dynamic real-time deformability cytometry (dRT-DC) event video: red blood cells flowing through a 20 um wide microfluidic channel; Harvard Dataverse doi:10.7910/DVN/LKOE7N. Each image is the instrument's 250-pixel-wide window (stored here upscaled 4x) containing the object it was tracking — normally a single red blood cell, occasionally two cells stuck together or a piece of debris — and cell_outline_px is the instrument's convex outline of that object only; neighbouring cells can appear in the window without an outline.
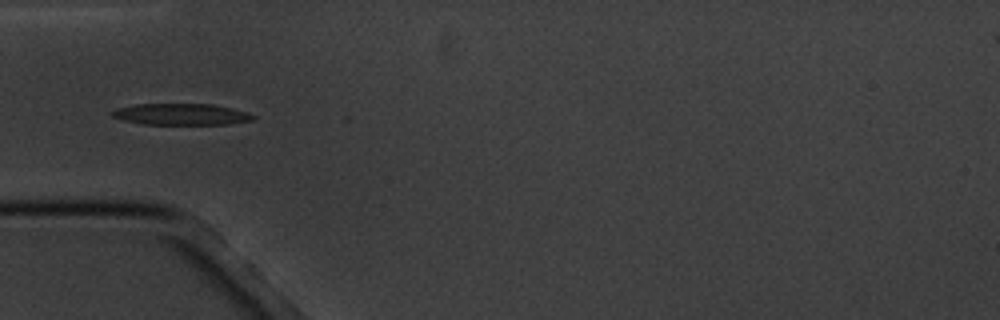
{"species": "common noctule bat (a hibernating species)", "species_latin": "Nyctalus noctula", "temperature_condition": "cold", "stored_images_in_passage": 16, "camera_frame_rate_fps": 3000, "um_per_image_px": 0.085, "animal": {"sex": "male", "body_mass_g": 20.1, "forearm_length_mm": 53.5}, "frame": {"image": 1, "passage_image": 5, "time_ms": 4.667, "image_size_px": [1000, 320], "cell_outline_px": [[256, 116], [252, 120], [228, 124], [144, 124], [124, 120], [112, 116], [112, 112], [116, 108], [136, 104], [212, 104], [232, 108], [248, 112]], "centroid_in_image_um": [15.43, 9.71], "position_along_channel_um": 69.6, "area_um2": 17.46}}
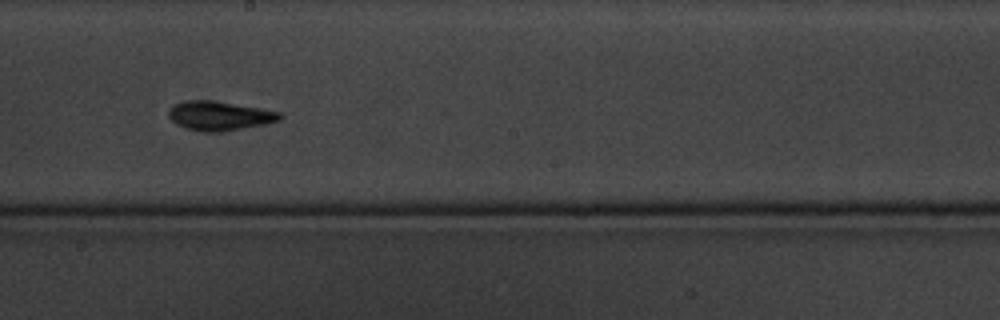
{"frame": {"image": 2, "passage_image": 9, "time_ms": 9.333, "image_size_px": [1000, 320], "cell_outline_px": [[284, 116], [280, 120], [264, 124], [220, 132], [204, 132], [184, 128], [176, 124], [168, 116], [168, 108], [172, 104], [188, 100], [208, 100], [260, 108], [280, 112]], "centroid_in_image_um": [18.61, 9.84], "position_along_channel_um": 229.6, "area_um2": 18.9}}
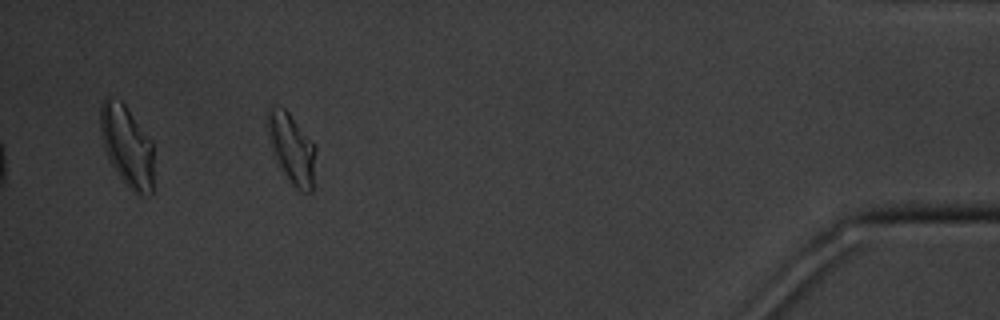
{"frame": {"image": 3, "passage_image": 15, "time_ms": 16.333, "image_size_px": [1000, 320], "cell_outline_px": [[316, 148], [312, 192], [300, 192], [292, 184], [280, 164], [276, 156], [272, 144], [268, 128], [268, 108], [276, 104], [284, 108], [288, 112], [316, 144]], "centroid_in_image_um": [24.86, 12.59], "position_along_channel_um": 410.3, "area_um2": 19.07}, "authors_computed_cell_mechanics": {"area_um2": 18.1781, "velocity_mm_per_s": 3.4088, "shape_relaxation_time_tau1_ms": 1.2082, "shape_relaxation_time_tau2_ms": 1.6489, "deformation_change_tau1": 0.1226, "deformation_change_tau2": 0.0977}}